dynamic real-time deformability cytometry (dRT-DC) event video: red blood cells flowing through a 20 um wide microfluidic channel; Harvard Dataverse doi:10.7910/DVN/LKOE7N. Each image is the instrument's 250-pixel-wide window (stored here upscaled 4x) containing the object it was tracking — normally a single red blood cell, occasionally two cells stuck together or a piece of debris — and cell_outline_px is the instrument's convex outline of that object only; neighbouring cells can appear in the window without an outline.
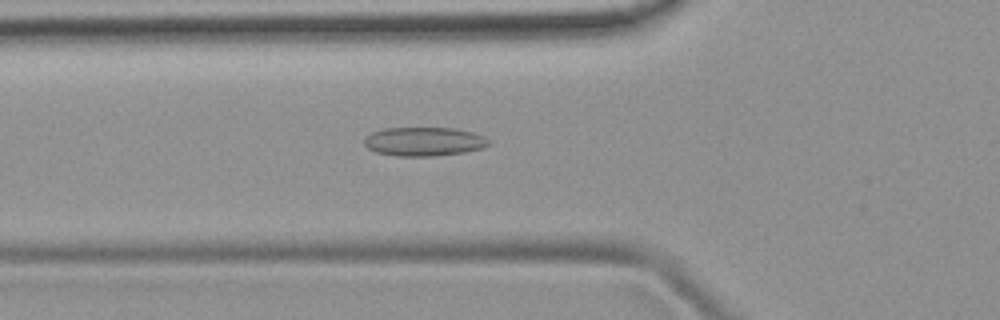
{"species": "common noctule bat (a hibernating species)", "species_latin": "Nyctalus noctula", "temperature_condition": "room temperature", "stored_images_in_passage": 51, "camera_frame_rate_fps": 3000, "um_per_image_px": 0.085, "animal": {"sex": "female", "body_mass_g": 19.9}, "frame": {"image": 1, "passage_image": 18, "time_ms": 5.667, "image_size_px": [1000, 320], "cell_outline_px": [[488, 144], [480, 148], [464, 152], [432, 156], [396, 156], [376, 152], [368, 148], [364, 144], [364, 140], [372, 132], [384, 128], [452, 128], [472, 132], [484, 136], [488, 140]], "centroid_in_image_um": [36.0, 12.03], "position_along_channel_um": 89.8, "area_um2": 20.69}}
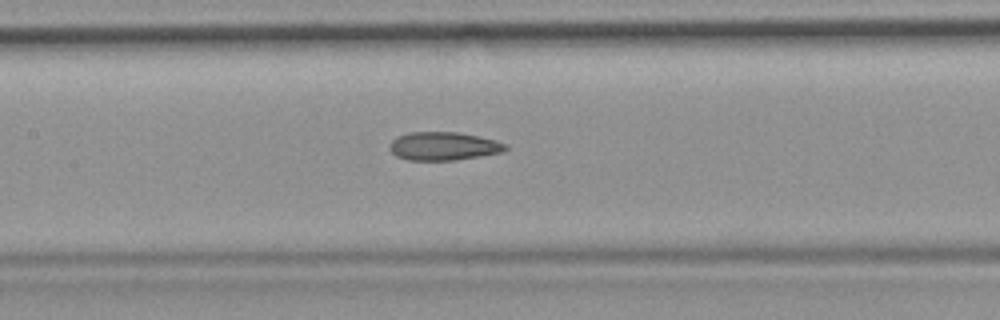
{"frame": {"image": 2, "passage_image": 24, "time_ms": 7.667, "image_size_px": [1000, 320], "cell_outline_px": [[508, 148], [504, 152], [456, 160], [408, 160], [396, 156], [392, 152], [388, 144], [396, 136], [408, 132], [460, 132], [496, 140], [508, 144]], "centroid_in_image_um": [37.71, 12.41], "position_along_channel_um": 169.7, "area_um2": 19.36}}
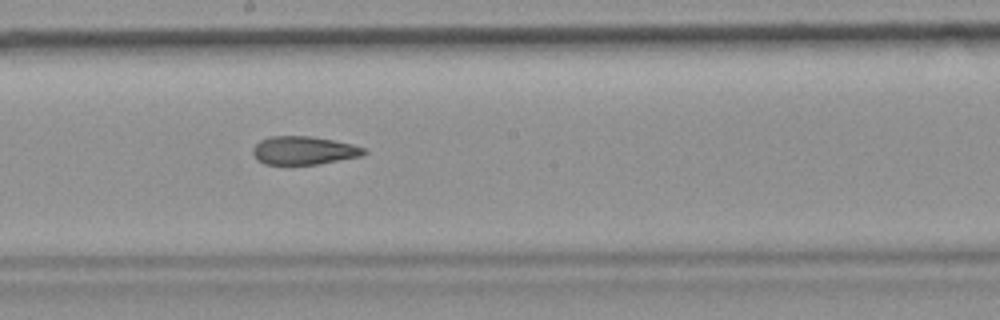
{"frame": {"image": 3, "passage_image": 28, "time_ms": 9.0, "image_size_px": [1000, 320], "cell_outline_px": [[368, 152], [364, 156], [320, 164], [264, 164], [256, 160], [252, 152], [252, 148], [260, 140], [272, 136], [308, 136], [332, 140], [352, 144], [364, 148]], "centroid_in_image_um": [25.83, 12.8], "position_along_channel_um": 222.4, "area_um2": 18.44}, "authors_computed_cell_mechanics": {"area_um2": 19.652, "velocity_mm_per_s": 3.9826, "shape_relaxation_time_tau1_ms": null, "shape_relaxation_time_tau2_ms": 3.9234, "deformation_change_tau1": null, "deformation_change_tau2": 0.1159}}